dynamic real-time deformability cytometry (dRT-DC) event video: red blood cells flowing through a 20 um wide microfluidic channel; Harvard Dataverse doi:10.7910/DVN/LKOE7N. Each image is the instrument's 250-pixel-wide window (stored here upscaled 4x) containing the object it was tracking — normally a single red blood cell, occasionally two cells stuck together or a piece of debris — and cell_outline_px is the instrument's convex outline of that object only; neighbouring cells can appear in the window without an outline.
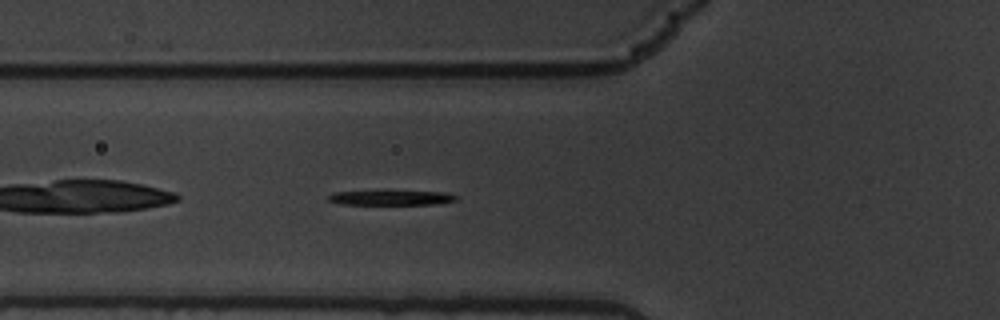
{"species": "common noctule bat (a hibernating species)", "species_latin": "Nyctalus noctula", "temperature_condition": "warm", "stored_images_in_passage": 43, "camera_frame_rate_fps": 3000, "um_per_image_px": 0.085, "animal": {"sex": "male", "body_mass_g": 19.5, "forearm_length_mm": 54.6}, "frame": {"image": 1, "passage_image": 4, "time_ms": 1.0, "image_size_px": [1000, 320], "cell_outline_px": [[460, 196], [456, 200], [436, 204], [340, 204], [328, 200], [328, 196], [332, 192], [448, 192]], "centroid_in_image_um": [33.3, 16.82], "position_along_channel_um": 92.5, "area_um2": 10.58}}
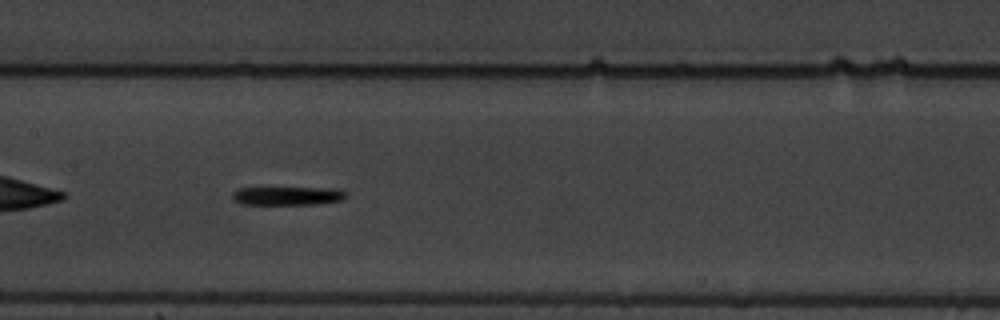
{"frame": {"image": 2, "passage_image": 12, "time_ms": 3.667, "image_size_px": [1000, 320], "cell_outline_px": [[348, 196], [344, 200], [316, 204], [240, 204], [232, 196], [232, 192], [240, 188], [332, 188], [348, 192]], "centroid_in_image_um": [24.51, 16.64], "position_along_channel_um": 182.9, "area_um2": 12.25}}
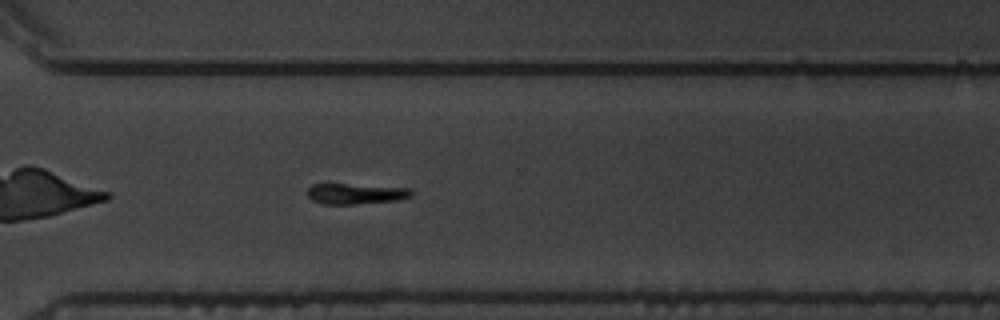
{"frame": {"image": 3, "passage_image": 26, "time_ms": 8.333, "image_size_px": [1000, 320], "cell_outline_px": [[412, 196], [400, 200], [352, 204], [324, 204], [312, 200], [308, 196], [308, 188], [312, 184], [344, 184], [408, 188], [412, 192]], "centroid_in_image_um": [30.22, 16.47], "position_along_channel_um": 340.4, "area_um2": 12.31}, "authors_computed_cell_mechanics": {"area_um2": 13.005, "velocity_mm_per_s": 3.3838, "shape_relaxation_time_tau1_ms": 2.3843, "shape_relaxation_time_tau2_ms": null, "deformation_change_tau1": 0.1913, "deformation_change_tau2": null}}